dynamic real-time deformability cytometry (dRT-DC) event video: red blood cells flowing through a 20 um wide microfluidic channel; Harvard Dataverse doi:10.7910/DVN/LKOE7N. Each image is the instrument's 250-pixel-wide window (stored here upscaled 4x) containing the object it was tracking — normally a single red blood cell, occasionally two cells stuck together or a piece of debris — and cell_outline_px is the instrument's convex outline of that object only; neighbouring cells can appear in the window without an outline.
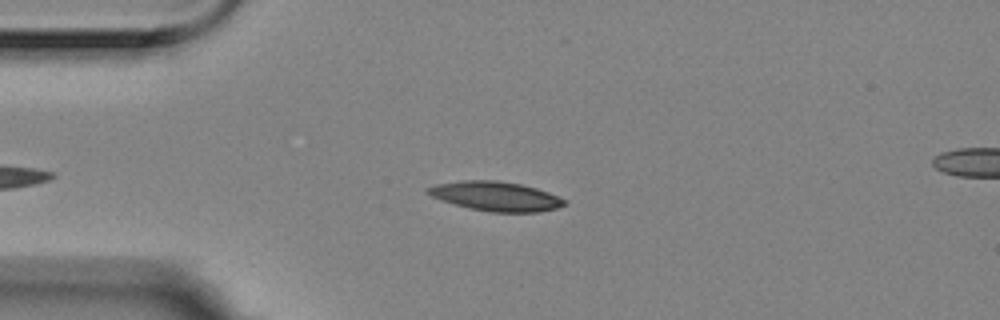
{"species": "Egyptian fruit bat (a non-hibernating species)", "species_latin": "Rousettus aegyptiacus", "temperature_condition": "room temperature", "stored_images_in_passage": 5, "camera_frame_rate_fps": 3000, "um_per_image_px": 0.085, "animal": {"sex": "female"}, "frame": {"image": 1, "passage_image": 4, "time_ms": 1.0, "image_size_px": [1000, 320], "cell_outline_px": [[568, 204], [556, 208], [540, 212], [492, 212], [468, 208], [432, 196], [424, 192], [424, 188], [436, 184], [464, 180], [496, 180], [520, 184], [536, 188], [548, 192], [568, 200]], "centroid_in_image_um": [42.16, 16.68], "position_along_channel_um": 42.8, "area_um2": 23.41}}